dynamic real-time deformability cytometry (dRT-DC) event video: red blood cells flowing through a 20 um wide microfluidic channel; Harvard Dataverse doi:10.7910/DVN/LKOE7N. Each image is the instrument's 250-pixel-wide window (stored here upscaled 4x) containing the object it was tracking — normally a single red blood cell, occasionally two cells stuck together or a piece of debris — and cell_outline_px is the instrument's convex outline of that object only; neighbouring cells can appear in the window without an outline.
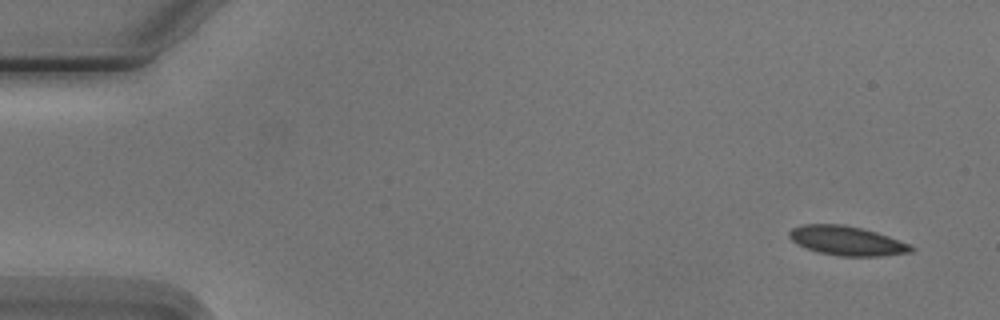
{"species": "Egyptian fruit bat (a non-hibernating species)", "species_latin": "Rousettus aegyptiacus", "temperature_condition": "cold", "stored_images_in_passage": 5, "camera_frame_rate_fps": 3000, "um_per_image_px": 0.085, "animal": {"sex": "male"}, "frame": {"image": 1, "passage_image": 1, "time_ms": 0.0, "image_size_px": [1000, 320], "cell_outline_px": [[916, 248], [912, 252], [880, 256], [840, 256], [820, 252], [804, 248], [796, 244], [788, 236], [788, 232], [792, 228], [804, 224], [844, 224], [876, 232], [888, 236], [908, 244]], "centroid_in_image_um": [71.95, 20.46], "position_along_channel_um": 13.1, "area_um2": 20.75}}
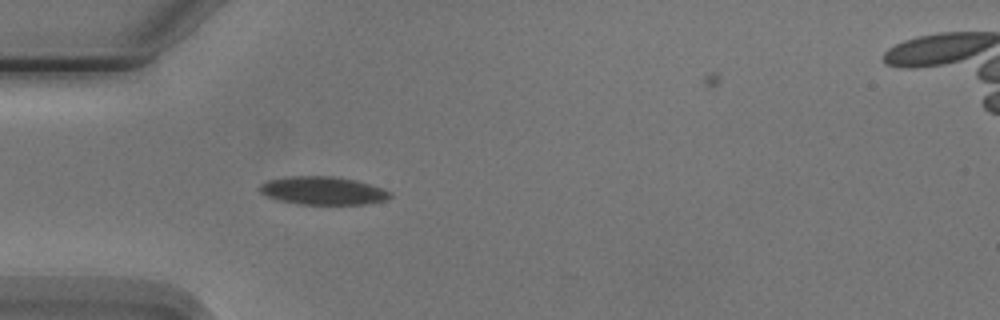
{"frame": {"image": 2, "passage_image": 4, "time_ms": 4.333, "image_size_px": [1000, 320], "cell_outline_px": [[392, 196], [388, 200], [364, 204], [296, 204], [276, 200], [260, 192], [260, 184], [268, 180], [284, 176], [336, 176], [356, 180], [384, 188], [392, 192]], "centroid_in_image_um": [27.47, 16.2], "position_along_channel_um": 57.5, "area_um2": 21.68}}